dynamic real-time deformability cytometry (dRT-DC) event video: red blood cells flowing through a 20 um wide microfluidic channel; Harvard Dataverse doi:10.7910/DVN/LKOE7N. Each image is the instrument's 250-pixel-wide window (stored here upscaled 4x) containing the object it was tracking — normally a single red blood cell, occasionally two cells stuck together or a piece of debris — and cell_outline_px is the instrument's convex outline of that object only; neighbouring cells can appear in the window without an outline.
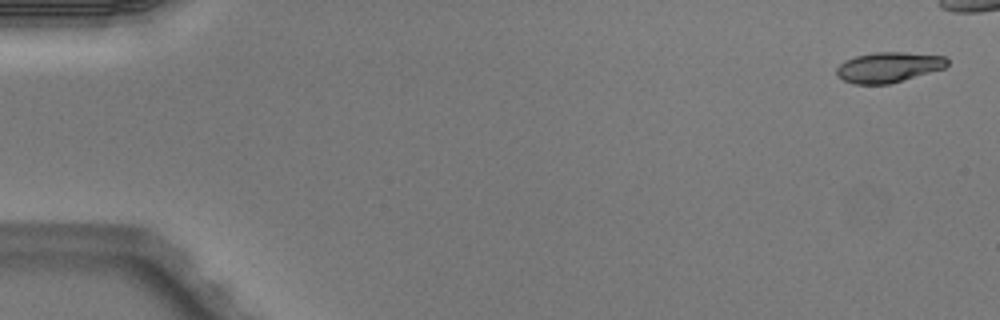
{"species": "Egyptian fruit bat (a non-hibernating species)", "species_latin": "Rousettus aegyptiacus", "temperature_condition": "warm", "stored_images_in_passage": 6, "camera_frame_rate_fps": 3000, "um_per_image_px": 0.085, "animal": {"sex": "male"}, "frame": {"image": 1, "passage_image": 1, "time_ms": 0.0, "image_size_px": [1000, 320], "cell_outline_px": [[948, 64], [944, 68], [888, 84], [852, 84], [844, 80], [836, 72], [836, 68], [844, 60], [856, 56], [872, 52], [904, 52], [944, 56], [948, 60]], "centroid_in_image_um": [75.5, 5.7], "position_along_channel_um": 9.5, "area_um2": 19.36}}
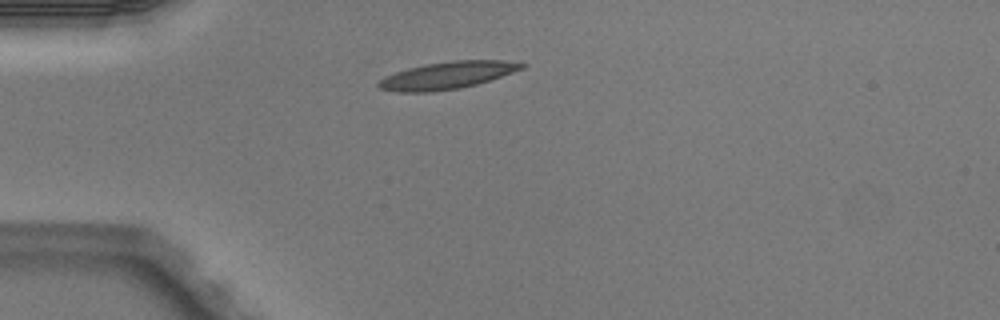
{"frame": {"image": 2, "passage_image": 6, "time_ms": 1.667, "image_size_px": [1000, 320], "cell_outline_px": [[528, 64], [524, 68], [476, 84], [460, 88], [432, 92], [396, 92], [380, 88], [376, 84], [384, 76], [408, 68], [424, 64], [452, 60], [500, 60]], "centroid_in_image_um": [37.98, 6.4], "position_along_channel_um": 47.0, "area_um2": 22.6}}